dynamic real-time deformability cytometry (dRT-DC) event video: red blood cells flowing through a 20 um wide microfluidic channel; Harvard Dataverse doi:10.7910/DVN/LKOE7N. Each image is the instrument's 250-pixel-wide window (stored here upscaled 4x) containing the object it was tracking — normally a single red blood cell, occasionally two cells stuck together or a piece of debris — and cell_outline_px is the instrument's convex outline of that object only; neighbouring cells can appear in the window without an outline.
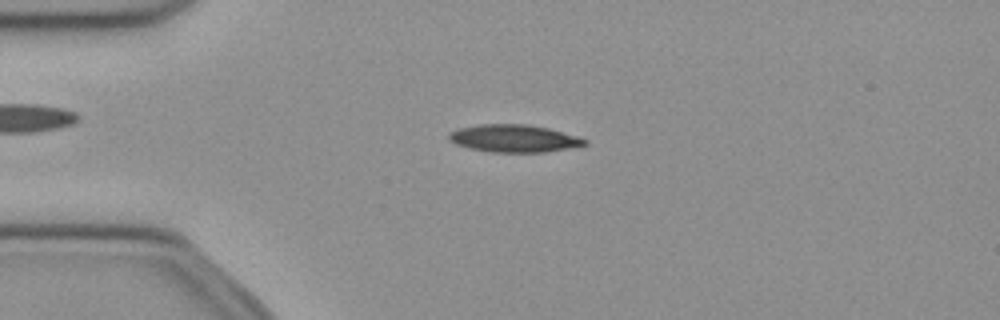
{"species": "common noctule bat (a hibernating species)", "species_latin": "Nyctalus noctula", "temperature_condition": "cold", "stored_images_in_passage": 40, "camera_frame_rate_fps": 3000, "um_per_image_px": 0.085, "animal": {"sex": "female", "body_mass_g": 21.9}, "frame": {"image": 1, "passage_image": 1, "time_ms": 0.0, "image_size_px": [1000, 320], "cell_outline_px": [[588, 144], [544, 152], [492, 152], [472, 148], [456, 144], [448, 140], [448, 136], [452, 132], [460, 128], [480, 124], [528, 124], [548, 128], [576, 136], [588, 140]], "centroid_in_image_um": [43.69, 11.76], "position_along_channel_um": 41.3, "area_um2": 21.44}}
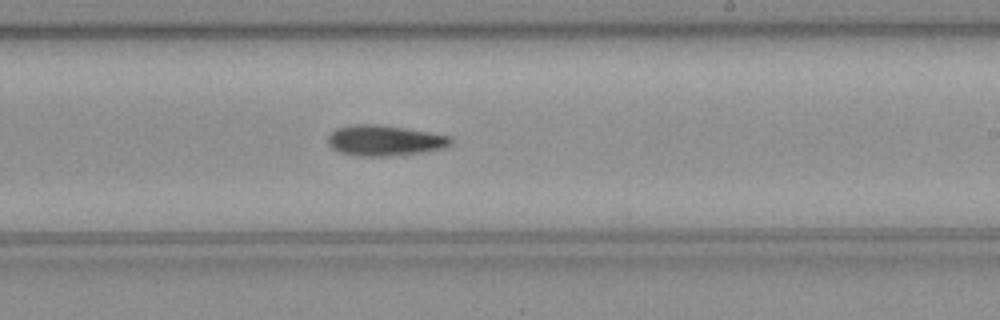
{"frame": {"image": 2, "passage_image": 19, "time_ms": 6.0, "image_size_px": [1000, 320], "cell_outline_px": [[452, 144], [448, 148], [424, 152], [388, 156], [352, 156], [336, 152], [328, 144], [328, 136], [336, 128], [356, 124], [376, 124], [404, 128], [452, 136]], "centroid_in_image_um": [32.7, 11.96], "position_along_channel_um": 256.3, "area_um2": 22.2}}
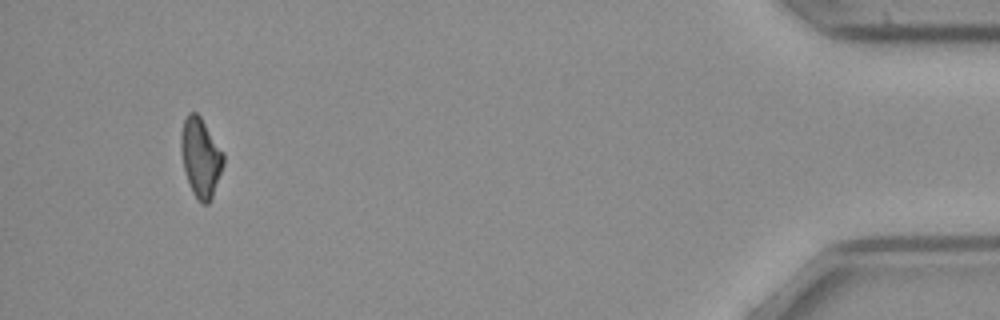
{"frame": {"image": 3, "passage_image": 37, "time_ms": 12.0, "image_size_px": [1000, 320], "cell_outline_px": [[224, 164], [212, 196], [208, 204], [200, 204], [196, 200], [192, 192], [184, 168], [180, 152], [180, 132], [184, 120], [188, 112], [196, 112], [200, 116], [224, 152]], "centroid_in_image_um": [17.04, 13.37], "position_along_channel_um": 418.2, "area_um2": 19.71}, "authors_computed_cell_mechanics": {"area_um2": 20.9814, "velocity_mm_per_s": 3.9842, "shape_relaxation_time_tau1_ms": 8.8086, "shape_relaxation_time_tau2_ms": null, "deformation_change_tau1": 0.1948, "deformation_change_tau2": null}}